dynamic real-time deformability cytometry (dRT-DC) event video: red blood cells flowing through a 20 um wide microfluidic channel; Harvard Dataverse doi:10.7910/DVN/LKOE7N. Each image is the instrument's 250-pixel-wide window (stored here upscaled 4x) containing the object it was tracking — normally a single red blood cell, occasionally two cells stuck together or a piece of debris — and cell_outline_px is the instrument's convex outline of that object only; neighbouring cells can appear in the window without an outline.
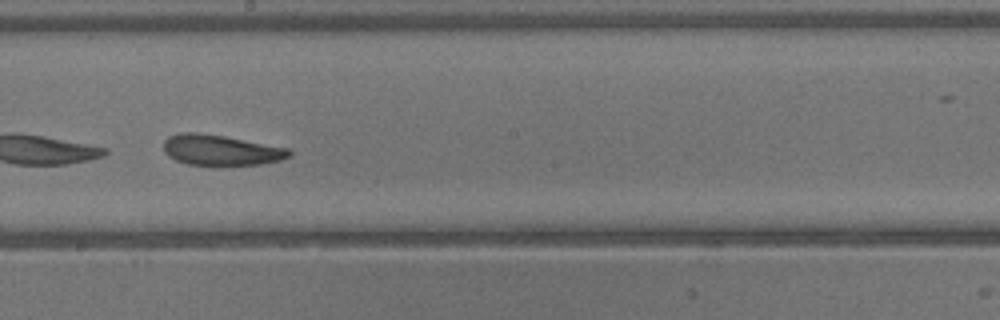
{"species": "common noctule bat (a hibernating species)", "species_latin": "Nyctalus noctula", "temperature_condition": "warm", "stored_images_in_passage": 38, "camera_frame_rate_fps": 3000, "um_per_image_px": 0.085, "animal": {"sex": "male", "body_mass_g": 13.3}, "frame": {"image": 1, "passage_image": 22, "time_ms": 7.0, "image_size_px": [1000, 320], "cell_outline_px": [[292, 156], [280, 160], [260, 164], [188, 164], [176, 160], [168, 156], [164, 152], [164, 140], [168, 136], [180, 132], [196, 132], [224, 136], [288, 148], [292, 152]], "centroid_in_image_um": [18.75, 12.74], "position_along_channel_um": 229.4, "area_um2": 22.08}}
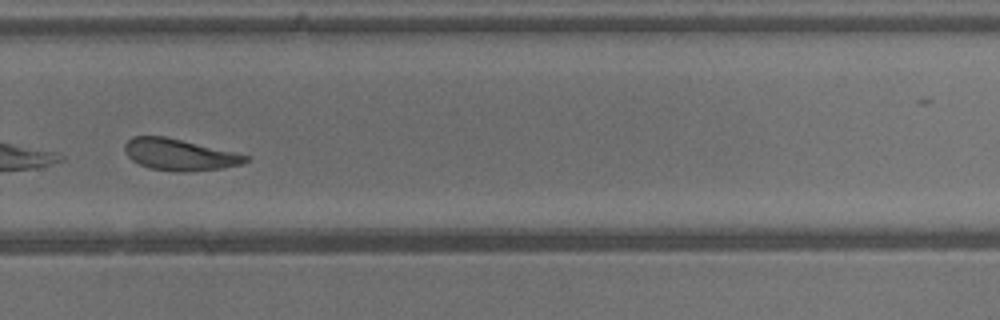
{"frame": {"image": 2, "passage_image": 27, "time_ms": 8.667, "image_size_px": [1000, 320], "cell_outline_px": [[252, 160], [244, 164], [220, 168], [188, 172], [176, 172], [148, 168], [132, 160], [124, 152], [124, 144], [132, 136], [164, 136], [236, 152], [248, 156]], "centroid_in_image_um": [15.27, 13.15], "position_along_channel_um": 314.5, "area_um2": 22.37}}